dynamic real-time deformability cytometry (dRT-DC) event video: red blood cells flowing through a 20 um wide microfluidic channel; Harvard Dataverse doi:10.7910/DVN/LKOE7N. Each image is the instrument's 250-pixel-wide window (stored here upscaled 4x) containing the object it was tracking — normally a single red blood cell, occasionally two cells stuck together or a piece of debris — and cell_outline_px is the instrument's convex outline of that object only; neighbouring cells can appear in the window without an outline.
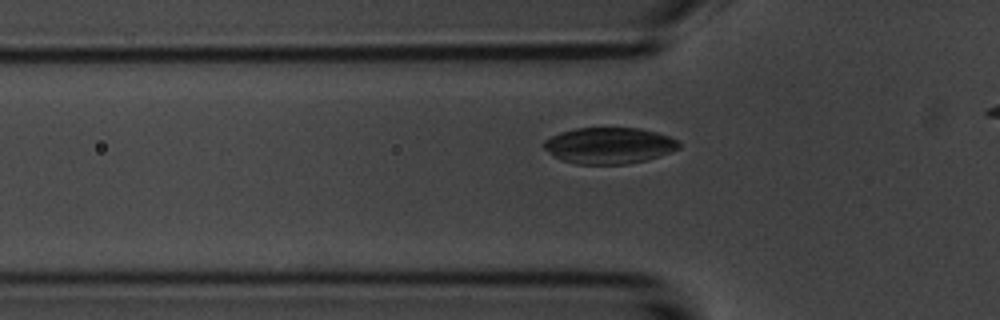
{"species": "common noctule bat (a hibernating species)", "species_latin": "Nyctalus noctula", "temperature_condition": "room temperature", "stored_images_in_passage": 4, "camera_frame_rate_fps": 3000, "um_per_image_px": 0.085, "animal": {"sex": "male", "body_mass_g": 20.1, "forearm_length_mm": 53.5}, "frame": {"image": 1, "passage_image": 4, "time_ms": 3.667, "image_size_px": [1000, 320], "cell_outline_px": [[680, 148], [648, 160], [628, 164], [576, 164], [564, 160], [548, 152], [544, 148], [544, 140], [560, 132], [576, 128], [640, 128], [656, 132], [668, 136], [676, 140], [680, 144]], "centroid_in_image_um": [51.79, 12.37], "position_along_channel_um": 74.0, "area_um2": 28.38}}